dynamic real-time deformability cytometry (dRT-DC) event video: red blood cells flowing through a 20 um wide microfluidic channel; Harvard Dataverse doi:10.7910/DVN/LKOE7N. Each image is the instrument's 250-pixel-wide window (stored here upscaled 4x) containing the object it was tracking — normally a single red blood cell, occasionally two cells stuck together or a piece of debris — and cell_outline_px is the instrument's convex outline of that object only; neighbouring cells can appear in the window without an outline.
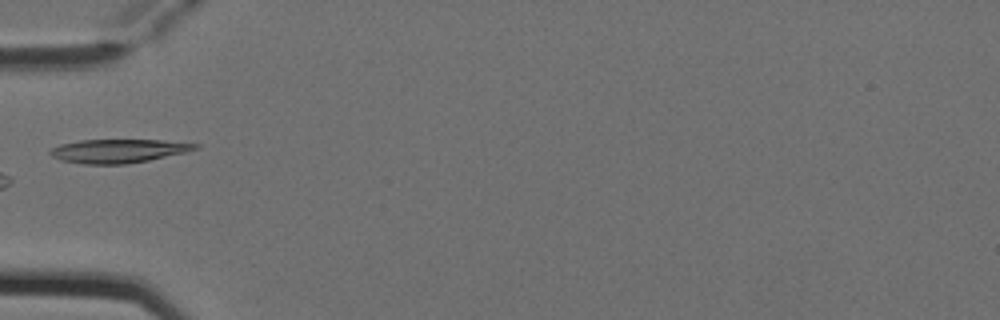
{"species": "Egyptian fruit bat (a non-hibernating species)", "species_latin": "Rousettus aegyptiacus", "temperature_condition": "cold", "stored_images_in_passage": 4, "camera_frame_rate_fps": 3000, "um_per_image_px": 0.085, "animal": {"sex": "female"}, "frame": {"image": 1, "passage_image": 4, "time_ms": 1.0, "image_size_px": [1000, 320], "cell_outline_px": [[200, 148], [184, 152], [148, 160], [124, 164], [84, 164], [60, 160], [52, 156], [48, 152], [52, 148], [60, 144], [80, 140], [160, 140], [200, 144]], "centroid_in_image_um": [10.03, 12.83], "position_along_channel_um": 75.0, "area_um2": 19.83}}